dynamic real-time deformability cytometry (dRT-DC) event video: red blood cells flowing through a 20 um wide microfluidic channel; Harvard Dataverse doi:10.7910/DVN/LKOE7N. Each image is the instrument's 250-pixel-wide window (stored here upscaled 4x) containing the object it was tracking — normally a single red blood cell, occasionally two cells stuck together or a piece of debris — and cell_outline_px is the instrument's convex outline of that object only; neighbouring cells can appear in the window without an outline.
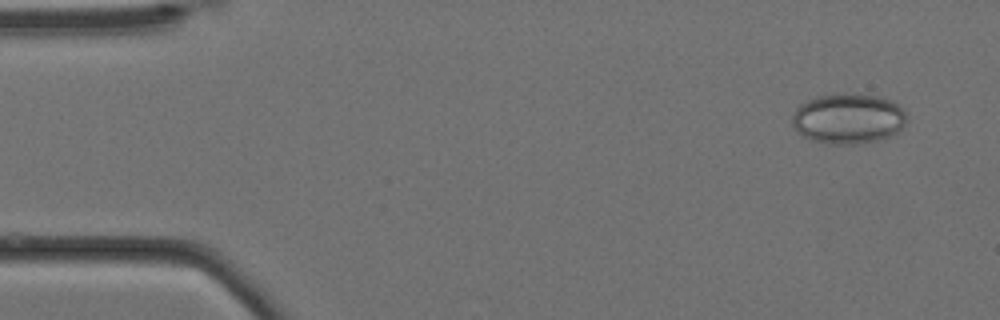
{"species": "Egyptian fruit bat (a non-hibernating species)", "species_latin": "Rousettus aegyptiacus", "temperature_condition": "cold", "stored_images_in_passage": 58, "camera_frame_rate_fps": 3000, "um_per_image_px": 0.085, "animal": {"sex": "female"}, "frame": {"image": 1, "passage_image": 4, "time_ms": 1.0, "image_size_px": [1000, 320], "cell_outline_px": [[908, 116], [904, 124], [892, 136], [876, 140], [852, 144], [828, 144], [812, 140], [804, 136], [792, 124], [792, 116], [796, 108], [800, 104], [816, 96], [880, 96], [900, 104]], "centroid_in_image_um": [72.12, 10.11], "position_along_channel_um": 12.9, "area_um2": 32.89}}
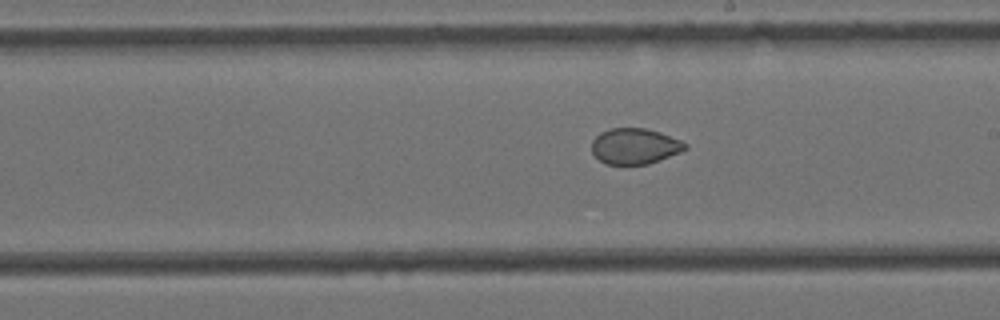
{"frame": {"image": 2, "passage_image": 32, "time_ms": 10.333, "image_size_px": [1000, 320], "cell_outline_px": [[688, 148], [680, 152], [648, 164], [608, 164], [600, 160], [592, 152], [592, 140], [600, 132], [612, 128], [644, 128], [660, 132], [680, 140], [688, 144]], "centroid_in_image_um": [53.96, 12.42], "position_along_channel_um": 235.0, "area_um2": 19.36}}
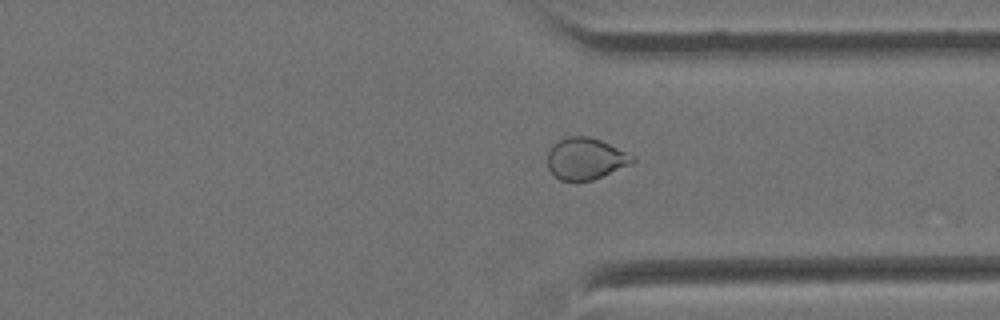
{"frame": {"image": 3, "passage_image": 43, "time_ms": 14.0, "image_size_px": [1000, 320], "cell_outline_px": [[636, 160], [632, 164], [592, 180], [560, 180], [548, 168], [548, 152], [552, 144], [568, 136], [588, 136], [600, 140], [636, 156]], "centroid_in_image_um": [49.8, 13.47], "position_along_channel_um": 361.6, "area_um2": 20.52}, "authors_computed_cell_mechanics": {"area_um2": 23.0333, "velocity_mm_per_s": 3.4615, "shape_relaxation_time_tau1_ms": null, "shape_relaxation_time_tau2_ms": 1.4529, "deformation_change_tau1": null, "deformation_change_tau2": 0.041}}